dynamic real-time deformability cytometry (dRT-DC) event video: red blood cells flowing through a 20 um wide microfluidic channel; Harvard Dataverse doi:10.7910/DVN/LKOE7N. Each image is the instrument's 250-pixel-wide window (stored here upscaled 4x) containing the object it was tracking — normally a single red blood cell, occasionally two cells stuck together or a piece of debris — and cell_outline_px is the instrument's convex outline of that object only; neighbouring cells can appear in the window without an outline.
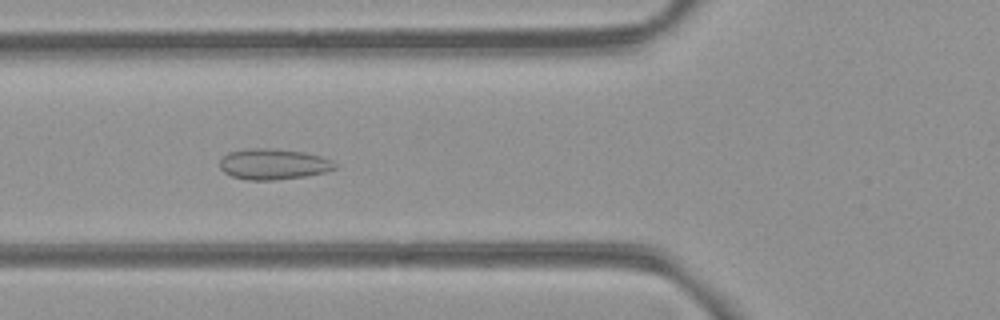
{"species": "common noctule bat (a hibernating species)", "species_latin": "Nyctalus noctula", "temperature_condition": "room temperature", "stored_images_in_passage": 38, "camera_frame_rate_fps": 3000, "um_per_image_px": 0.085, "animal": {"sex": "female", "body_mass_g": 21.9}, "frame": {"image": 1, "passage_image": 12, "time_ms": 3.667, "image_size_px": [1000, 320], "cell_outline_px": [[336, 168], [324, 172], [304, 176], [276, 180], [248, 180], [232, 176], [224, 172], [220, 168], [220, 160], [228, 152], [244, 148], [268, 148], [304, 152], [320, 156], [332, 160], [336, 164]], "centroid_in_image_um": [23.21, 13.94], "position_along_channel_um": 102.6, "area_um2": 20.63}}
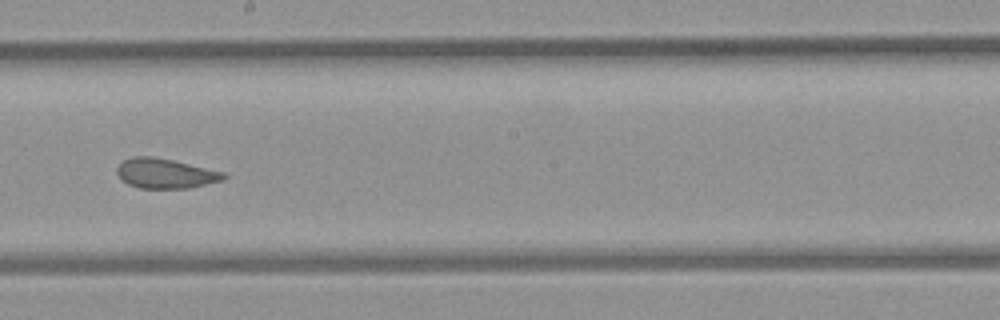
{"frame": {"image": 2, "passage_image": 22, "time_ms": 7.0, "image_size_px": [1000, 320], "cell_outline_px": [[228, 176], [220, 180], [188, 188], [140, 188], [128, 184], [120, 180], [116, 172], [116, 168], [124, 160], [132, 156], [152, 156], [172, 160], [224, 172]], "centroid_in_image_um": [13.99, 14.74], "position_along_channel_um": 234.2, "area_um2": 18.38}}
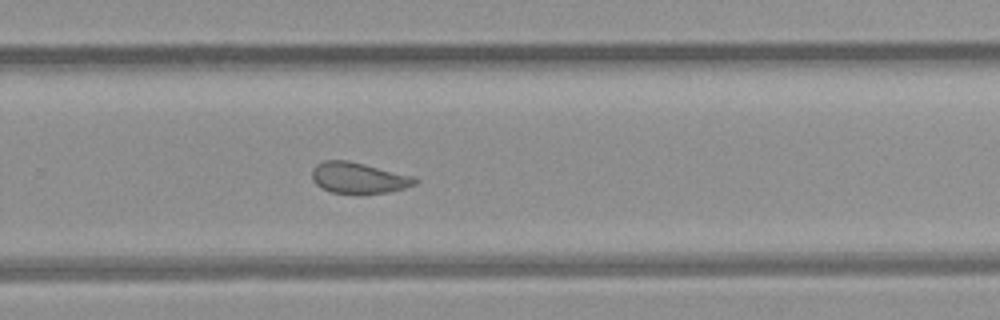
{"frame": {"image": 3, "passage_image": 27, "time_ms": 8.667, "image_size_px": [1000, 320], "cell_outline_px": [[420, 180], [416, 184], [404, 188], [388, 192], [360, 196], [332, 192], [320, 188], [312, 180], [312, 168], [316, 164], [324, 160], [348, 160], [416, 176]], "centroid_in_image_um": [30.5, 15.15], "position_along_channel_um": 299.3, "area_um2": 19.36}, "authors_computed_cell_mechanics": {"area_um2": 19.6809, "velocity_mm_per_s": 3.9274, "shape_relaxation_time_tau1_ms": null, "shape_relaxation_time_tau2_ms": 1.2024, "deformation_change_tau1": null, "deformation_change_tau2": 0.0668}}